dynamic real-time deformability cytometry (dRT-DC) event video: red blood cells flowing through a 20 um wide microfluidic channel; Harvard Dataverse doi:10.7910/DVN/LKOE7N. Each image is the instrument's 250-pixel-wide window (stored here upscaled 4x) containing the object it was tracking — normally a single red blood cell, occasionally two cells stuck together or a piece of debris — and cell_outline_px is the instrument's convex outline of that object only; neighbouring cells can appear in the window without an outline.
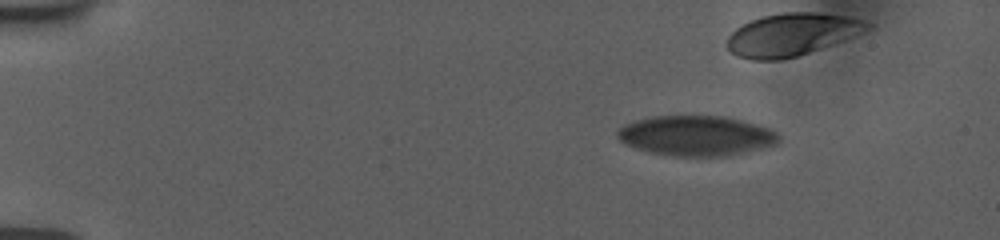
{"species": "human", "species_latin": "Homo sapiens", "temperature_condition": "room temperature", "stored_images_in_passage": 55, "camera_frame_rate_fps": 3000, "um_per_image_px": 0.085, "donor": {"sex": "female"}, "frame": {"image": 1, "passage_image": 9, "time_ms": 2.667, "image_size_px": [1000, 240], "cell_outline_px": [[780, 140], [776, 144], [760, 148], [724, 156], [676, 156], [652, 152], [628, 144], [620, 140], [616, 136], [616, 132], [624, 124], [636, 120], [656, 116], [720, 116], [740, 120], [768, 128]], "centroid_in_image_um": [59.13, 11.53], "position_along_channel_um": 25.9, "area_um2": 36.76}}